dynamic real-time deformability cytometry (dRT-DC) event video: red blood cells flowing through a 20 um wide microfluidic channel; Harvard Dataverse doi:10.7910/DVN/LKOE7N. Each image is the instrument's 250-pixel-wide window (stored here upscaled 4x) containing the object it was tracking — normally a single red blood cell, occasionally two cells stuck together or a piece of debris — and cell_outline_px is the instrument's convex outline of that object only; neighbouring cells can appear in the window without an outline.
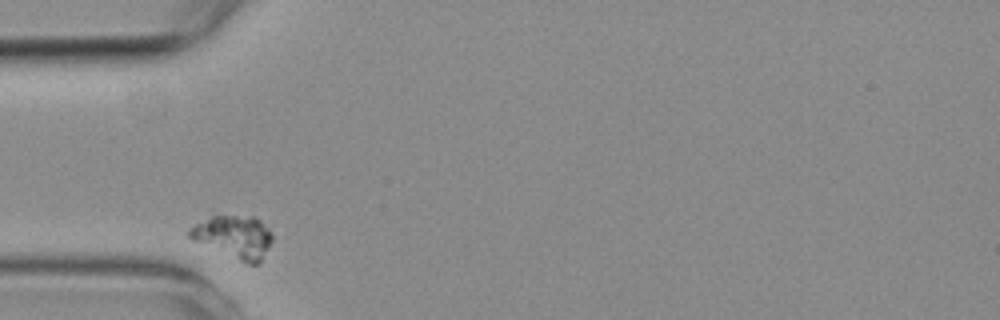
{"species": "common noctule bat (a hibernating species)", "species_latin": "Nyctalus noctula", "temperature_condition": "room temperature", "stored_images_in_passage": 2, "camera_frame_rate_fps": 3000, "um_per_image_px": 0.085, "animal": {"sex": "female", "body_mass_g": 19.3, "forearm_length_mm": 54.1}, "frame": {"image": 1, "passage_image": 1, "time_ms": 0.0, "image_size_px": [1000, 320], "cell_outline_px": [[272, 240], [260, 264], [248, 264], [192, 240], [188, 236], [188, 228], [212, 216], [256, 216], [268, 228], [272, 236]], "centroid_in_image_um": [19.9, 20.13], "position_along_channel_um": 65.1, "area_um2": 20.46}}
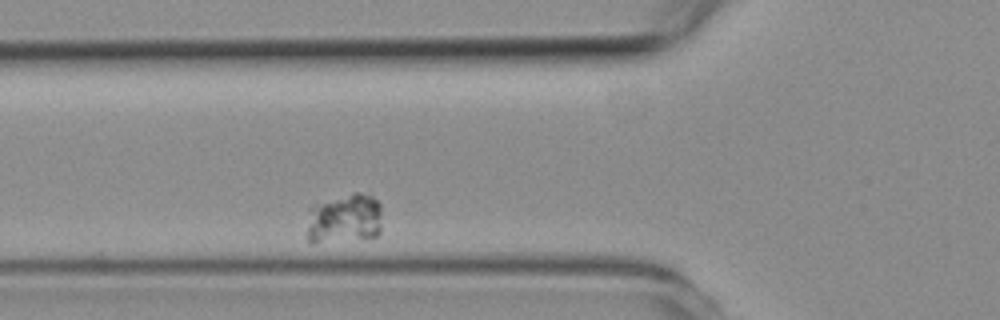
{"frame": {"image": 2, "passage_image": 2, "time_ms": 1.0, "image_size_px": [1000, 320], "cell_outline_px": [[380, 232], [376, 236], [312, 244], [308, 240], [308, 228], [312, 204], [352, 192], [360, 192], [372, 196], [380, 204]], "centroid_in_image_um": [29.28, 18.57], "position_along_channel_um": 96.5, "area_um2": 21.79}}